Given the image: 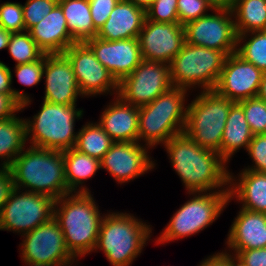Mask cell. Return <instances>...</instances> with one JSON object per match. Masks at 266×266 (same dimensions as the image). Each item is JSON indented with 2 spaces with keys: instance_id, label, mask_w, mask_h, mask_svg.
Masks as SVG:
<instances>
[{
  "instance_id": "1",
  "label": "cell",
  "mask_w": 266,
  "mask_h": 266,
  "mask_svg": "<svg viewBox=\"0 0 266 266\" xmlns=\"http://www.w3.org/2000/svg\"><path fill=\"white\" fill-rule=\"evenodd\" d=\"M164 147L188 193L212 192L229 185V171L220 154L200 147L185 133L170 138Z\"/></svg>"
},
{
  "instance_id": "2",
  "label": "cell",
  "mask_w": 266,
  "mask_h": 266,
  "mask_svg": "<svg viewBox=\"0 0 266 266\" xmlns=\"http://www.w3.org/2000/svg\"><path fill=\"white\" fill-rule=\"evenodd\" d=\"M90 193L71 192L54 204V218L61 227L67 249L76 259L95 250L104 217L100 216Z\"/></svg>"
},
{
  "instance_id": "3",
  "label": "cell",
  "mask_w": 266,
  "mask_h": 266,
  "mask_svg": "<svg viewBox=\"0 0 266 266\" xmlns=\"http://www.w3.org/2000/svg\"><path fill=\"white\" fill-rule=\"evenodd\" d=\"M14 186L47 195L54 200L69 194L65 178L64 152L31 146L9 167ZM30 189V190H29Z\"/></svg>"
},
{
  "instance_id": "4",
  "label": "cell",
  "mask_w": 266,
  "mask_h": 266,
  "mask_svg": "<svg viewBox=\"0 0 266 266\" xmlns=\"http://www.w3.org/2000/svg\"><path fill=\"white\" fill-rule=\"evenodd\" d=\"M186 93L187 89L172 86L154 101L139 107L138 142L144 139V145L150 148L184 133Z\"/></svg>"
},
{
  "instance_id": "5",
  "label": "cell",
  "mask_w": 266,
  "mask_h": 266,
  "mask_svg": "<svg viewBox=\"0 0 266 266\" xmlns=\"http://www.w3.org/2000/svg\"><path fill=\"white\" fill-rule=\"evenodd\" d=\"M150 225L132 214L111 212L101 222L95 252L100 249L113 266H129L151 237Z\"/></svg>"
},
{
  "instance_id": "6",
  "label": "cell",
  "mask_w": 266,
  "mask_h": 266,
  "mask_svg": "<svg viewBox=\"0 0 266 266\" xmlns=\"http://www.w3.org/2000/svg\"><path fill=\"white\" fill-rule=\"evenodd\" d=\"M82 115L83 109H76V105L43 100L41 110L33 116L32 121L25 119L26 141L30 138L31 146L53 150L74 148L77 139L74 123Z\"/></svg>"
},
{
  "instance_id": "7",
  "label": "cell",
  "mask_w": 266,
  "mask_h": 266,
  "mask_svg": "<svg viewBox=\"0 0 266 266\" xmlns=\"http://www.w3.org/2000/svg\"><path fill=\"white\" fill-rule=\"evenodd\" d=\"M235 102L214 90H205L188 104L184 133L200 147L221 156V142L226 120Z\"/></svg>"
},
{
  "instance_id": "8",
  "label": "cell",
  "mask_w": 266,
  "mask_h": 266,
  "mask_svg": "<svg viewBox=\"0 0 266 266\" xmlns=\"http://www.w3.org/2000/svg\"><path fill=\"white\" fill-rule=\"evenodd\" d=\"M194 197L185 202L163 229L157 244L179 240L211 225L230 202L228 186L214 192H189ZM198 194V195H197Z\"/></svg>"
},
{
  "instance_id": "9",
  "label": "cell",
  "mask_w": 266,
  "mask_h": 266,
  "mask_svg": "<svg viewBox=\"0 0 266 266\" xmlns=\"http://www.w3.org/2000/svg\"><path fill=\"white\" fill-rule=\"evenodd\" d=\"M227 55L219 50L195 46L185 42L169 63L170 79L174 87L184 89L197 85L213 90L223 69Z\"/></svg>"
},
{
  "instance_id": "10",
  "label": "cell",
  "mask_w": 266,
  "mask_h": 266,
  "mask_svg": "<svg viewBox=\"0 0 266 266\" xmlns=\"http://www.w3.org/2000/svg\"><path fill=\"white\" fill-rule=\"evenodd\" d=\"M12 191L0 213V230L24 235L54 217L55 200L47 195L24 191Z\"/></svg>"
},
{
  "instance_id": "11",
  "label": "cell",
  "mask_w": 266,
  "mask_h": 266,
  "mask_svg": "<svg viewBox=\"0 0 266 266\" xmlns=\"http://www.w3.org/2000/svg\"><path fill=\"white\" fill-rule=\"evenodd\" d=\"M21 236L24 237L21 243V259L25 265L71 266L75 261V257L66 247L63 232L54 217Z\"/></svg>"
},
{
  "instance_id": "12",
  "label": "cell",
  "mask_w": 266,
  "mask_h": 266,
  "mask_svg": "<svg viewBox=\"0 0 266 266\" xmlns=\"http://www.w3.org/2000/svg\"><path fill=\"white\" fill-rule=\"evenodd\" d=\"M169 65L142 60L133 72L118 83V94L125 103L141 107L172 87Z\"/></svg>"
},
{
  "instance_id": "13",
  "label": "cell",
  "mask_w": 266,
  "mask_h": 266,
  "mask_svg": "<svg viewBox=\"0 0 266 266\" xmlns=\"http://www.w3.org/2000/svg\"><path fill=\"white\" fill-rule=\"evenodd\" d=\"M183 26L185 42L224 52H236L237 34L231 9L213 10Z\"/></svg>"
},
{
  "instance_id": "14",
  "label": "cell",
  "mask_w": 266,
  "mask_h": 266,
  "mask_svg": "<svg viewBox=\"0 0 266 266\" xmlns=\"http://www.w3.org/2000/svg\"><path fill=\"white\" fill-rule=\"evenodd\" d=\"M63 54L71 63L79 91L84 97L111 94V90L118 94V82L85 42L72 44Z\"/></svg>"
},
{
  "instance_id": "15",
  "label": "cell",
  "mask_w": 266,
  "mask_h": 266,
  "mask_svg": "<svg viewBox=\"0 0 266 266\" xmlns=\"http://www.w3.org/2000/svg\"><path fill=\"white\" fill-rule=\"evenodd\" d=\"M263 72L236 53L226 57L215 88L216 93L233 102L257 97Z\"/></svg>"
},
{
  "instance_id": "16",
  "label": "cell",
  "mask_w": 266,
  "mask_h": 266,
  "mask_svg": "<svg viewBox=\"0 0 266 266\" xmlns=\"http://www.w3.org/2000/svg\"><path fill=\"white\" fill-rule=\"evenodd\" d=\"M138 39L142 60L169 65L185 44L184 28L179 23H158L145 19Z\"/></svg>"
},
{
  "instance_id": "17",
  "label": "cell",
  "mask_w": 266,
  "mask_h": 266,
  "mask_svg": "<svg viewBox=\"0 0 266 266\" xmlns=\"http://www.w3.org/2000/svg\"><path fill=\"white\" fill-rule=\"evenodd\" d=\"M151 159L146 146L139 142H114L101 160V169L122 184L153 169L155 162Z\"/></svg>"
},
{
  "instance_id": "18",
  "label": "cell",
  "mask_w": 266,
  "mask_h": 266,
  "mask_svg": "<svg viewBox=\"0 0 266 266\" xmlns=\"http://www.w3.org/2000/svg\"><path fill=\"white\" fill-rule=\"evenodd\" d=\"M85 43L118 83L142 61L138 38L108 41L94 37Z\"/></svg>"
},
{
  "instance_id": "19",
  "label": "cell",
  "mask_w": 266,
  "mask_h": 266,
  "mask_svg": "<svg viewBox=\"0 0 266 266\" xmlns=\"http://www.w3.org/2000/svg\"><path fill=\"white\" fill-rule=\"evenodd\" d=\"M45 96L43 100L64 105H76L83 95L73 72L71 63L63 53L44 54Z\"/></svg>"
},
{
  "instance_id": "20",
  "label": "cell",
  "mask_w": 266,
  "mask_h": 266,
  "mask_svg": "<svg viewBox=\"0 0 266 266\" xmlns=\"http://www.w3.org/2000/svg\"><path fill=\"white\" fill-rule=\"evenodd\" d=\"M103 111L98 124L114 142H138L139 107L115 96Z\"/></svg>"
},
{
  "instance_id": "21",
  "label": "cell",
  "mask_w": 266,
  "mask_h": 266,
  "mask_svg": "<svg viewBox=\"0 0 266 266\" xmlns=\"http://www.w3.org/2000/svg\"><path fill=\"white\" fill-rule=\"evenodd\" d=\"M146 19V11L127 0H119L97 37L117 41L138 38Z\"/></svg>"
},
{
  "instance_id": "22",
  "label": "cell",
  "mask_w": 266,
  "mask_h": 266,
  "mask_svg": "<svg viewBox=\"0 0 266 266\" xmlns=\"http://www.w3.org/2000/svg\"><path fill=\"white\" fill-rule=\"evenodd\" d=\"M228 233L226 243L230 250L266 247V213L241 208Z\"/></svg>"
},
{
  "instance_id": "23",
  "label": "cell",
  "mask_w": 266,
  "mask_h": 266,
  "mask_svg": "<svg viewBox=\"0 0 266 266\" xmlns=\"http://www.w3.org/2000/svg\"><path fill=\"white\" fill-rule=\"evenodd\" d=\"M28 32L45 54L63 53L76 43L67 29V21L59 4Z\"/></svg>"
},
{
  "instance_id": "24",
  "label": "cell",
  "mask_w": 266,
  "mask_h": 266,
  "mask_svg": "<svg viewBox=\"0 0 266 266\" xmlns=\"http://www.w3.org/2000/svg\"><path fill=\"white\" fill-rule=\"evenodd\" d=\"M231 174L229 172V199L236 197V200L242 202L243 209L266 213V173L243 169L238 182Z\"/></svg>"
},
{
  "instance_id": "25",
  "label": "cell",
  "mask_w": 266,
  "mask_h": 266,
  "mask_svg": "<svg viewBox=\"0 0 266 266\" xmlns=\"http://www.w3.org/2000/svg\"><path fill=\"white\" fill-rule=\"evenodd\" d=\"M253 134L247 123L242 106L235 102L229 111L221 142V158L228 163L237 150L247 151Z\"/></svg>"
},
{
  "instance_id": "26",
  "label": "cell",
  "mask_w": 266,
  "mask_h": 266,
  "mask_svg": "<svg viewBox=\"0 0 266 266\" xmlns=\"http://www.w3.org/2000/svg\"><path fill=\"white\" fill-rule=\"evenodd\" d=\"M67 29L76 43H83L97 37L98 30L94 27L89 0H58Z\"/></svg>"
},
{
  "instance_id": "27",
  "label": "cell",
  "mask_w": 266,
  "mask_h": 266,
  "mask_svg": "<svg viewBox=\"0 0 266 266\" xmlns=\"http://www.w3.org/2000/svg\"><path fill=\"white\" fill-rule=\"evenodd\" d=\"M65 178L68 191L89 192L82 184L86 179L92 178L98 169H101V161L89 155L71 148L64 150ZM81 185V187H79ZM79 187V189H77ZM77 190V191H76Z\"/></svg>"
},
{
  "instance_id": "28",
  "label": "cell",
  "mask_w": 266,
  "mask_h": 266,
  "mask_svg": "<svg viewBox=\"0 0 266 266\" xmlns=\"http://www.w3.org/2000/svg\"><path fill=\"white\" fill-rule=\"evenodd\" d=\"M26 131L25 119L16 117L0 121V159L4 160L1 167H10L14 159L25 150ZM6 158V159H5Z\"/></svg>"
},
{
  "instance_id": "29",
  "label": "cell",
  "mask_w": 266,
  "mask_h": 266,
  "mask_svg": "<svg viewBox=\"0 0 266 266\" xmlns=\"http://www.w3.org/2000/svg\"><path fill=\"white\" fill-rule=\"evenodd\" d=\"M236 34L266 30V0H233Z\"/></svg>"
},
{
  "instance_id": "30",
  "label": "cell",
  "mask_w": 266,
  "mask_h": 266,
  "mask_svg": "<svg viewBox=\"0 0 266 266\" xmlns=\"http://www.w3.org/2000/svg\"><path fill=\"white\" fill-rule=\"evenodd\" d=\"M113 143L114 141L98 123L89 122L77 132L74 149L101 161Z\"/></svg>"
},
{
  "instance_id": "31",
  "label": "cell",
  "mask_w": 266,
  "mask_h": 266,
  "mask_svg": "<svg viewBox=\"0 0 266 266\" xmlns=\"http://www.w3.org/2000/svg\"><path fill=\"white\" fill-rule=\"evenodd\" d=\"M248 36L251 37L248 39ZM241 43L244 44L241 46ZM235 53L243 60L252 63L262 72H266V30L237 35Z\"/></svg>"
},
{
  "instance_id": "32",
  "label": "cell",
  "mask_w": 266,
  "mask_h": 266,
  "mask_svg": "<svg viewBox=\"0 0 266 266\" xmlns=\"http://www.w3.org/2000/svg\"><path fill=\"white\" fill-rule=\"evenodd\" d=\"M7 49L16 65L37 61L45 54L26 30L12 33Z\"/></svg>"
},
{
  "instance_id": "33",
  "label": "cell",
  "mask_w": 266,
  "mask_h": 266,
  "mask_svg": "<svg viewBox=\"0 0 266 266\" xmlns=\"http://www.w3.org/2000/svg\"><path fill=\"white\" fill-rule=\"evenodd\" d=\"M238 103L242 106L252 134L266 135V102L259 97H252Z\"/></svg>"
},
{
  "instance_id": "34",
  "label": "cell",
  "mask_w": 266,
  "mask_h": 266,
  "mask_svg": "<svg viewBox=\"0 0 266 266\" xmlns=\"http://www.w3.org/2000/svg\"><path fill=\"white\" fill-rule=\"evenodd\" d=\"M57 4L58 0H27L22 5L25 30L39 23Z\"/></svg>"
},
{
  "instance_id": "35",
  "label": "cell",
  "mask_w": 266,
  "mask_h": 266,
  "mask_svg": "<svg viewBox=\"0 0 266 266\" xmlns=\"http://www.w3.org/2000/svg\"><path fill=\"white\" fill-rule=\"evenodd\" d=\"M0 26L8 32L25 31L22 4L4 2L0 5Z\"/></svg>"
},
{
  "instance_id": "36",
  "label": "cell",
  "mask_w": 266,
  "mask_h": 266,
  "mask_svg": "<svg viewBox=\"0 0 266 266\" xmlns=\"http://www.w3.org/2000/svg\"><path fill=\"white\" fill-rule=\"evenodd\" d=\"M146 19L158 23H179L177 0H155L146 10Z\"/></svg>"
},
{
  "instance_id": "37",
  "label": "cell",
  "mask_w": 266,
  "mask_h": 266,
  "mask_svg": "<svg viewBox=\"0 0 266 266\" xmlns=\"http://www.w3.org/2000/svg\"><path fill=\"white\" fill-rule=\"evenodd\" d=\"M212 8L204 0H177L179 24H185L208 15ZM207 11V12H206Z\"/></svg>"
},
{
  "instance_id": "38",
  "label": "cell",
  "mask_w": 266,
  "mask_h": 266,
  "mask_svg": "<svg viewBox=\"0 0 266 266\" xmlns=\"http://www.w3.org/2000/svg\"><path fill=\"white\" fill-rule=\"evenodd\" d=\"M44 55L37 61L15 65V73L18 81L24 86H34L43 77Z\"/></svg>"
},
{
  "instance_id": "39",
  "label": "cell",
  "mask_w": 266,
  "mask_h": 266,
  "mask_svg": "<svg viewBox=\"0 0 266 266\" xmlns=\"http://www.w3.org/2000/svg\"><path fill=\"white\" fill-rule=\"evenodd\" d=\"M247 151L255 164L244 170L266 173V135H253Z\"/></svg>"
},
{
  "instance_id": "40",
  "label": "cell",
  "mask_w": 266,
  "mask_h": 266,
  "mask_svg": "<svg viewBox=\"0 0 266 266\" xmlns=\"http://www.w3.org/2000/svg\"><path fill=\"white\" fill-rule=\"evenodd\" d=\"M12 79L11 69L0 61V93L13 94L14 98L21 104L20 110L25 109L32 101L27 94L11 88Z\"/></svg>"
},
{
  "instance_id": "41",
  "label": "cell",
  "mask_w": 266,
  "mask_h": 266,
  "mask_svg": "<svg viewBox=\"0 0 266 266\" xmlns=\"http://www.w3.org/2000/svg\"><path fill=\"white\" fill-rule=\"evenodd\" d=\"M118 2L119 0H89L92 21L98 31Z\"/></svg>"
},
{
  "instance_id": "42",
  "label": "cell",
  "mask_w": 266,
  "mask_h": 266,
  "mask_svg": "<svg viewBox=\"0 0 266 266\" xmlns=\"http://www.w3.org/2000/svg\"><path fill=\"white\" fill-rule=\"evenodd\" d=\"M15 189L12 171L8 167L0 168V213L6 201Z\"/></svg>"
},
{
  "instance_id": "43",
  "label": "cell",
  "mask_w": 266,
  "mask_h": 266,
  "mask_svg": "<svg viewBox=\"0 0 266 266\" xmlns=\"http://www.w3.org/2000/svg\"><path fill=\"white\" fill-rule=\"evenodd\" d=\"M234 252L247 266H266V247Z\"/></svg>"
},
{
  "instance_id": "44",
  "label": "cell",
  "mask_w": 266,
  "mask_h": 266,
  "mask_svg": "<svg viewBox=\"0 0 266 266\" xmlns=\"http://www.w3.org/2000/svg\"><path fill=\"white\" fill-rule=\"evenodd\" d=\"M21 104L14 98L13 94L0 93V121L8 119L20 110Z\"/></svg>"
},
{
  "instance_id": "45",
  "label": "cell",
  "mask_w": 266,
  "mask_h": 266,
  "mask_svg": "<svg viewBox=\"0 0 266 266\" xmlns=\"http://www.w3.org/2000/svg\"><path fill=\"white\" fill-rule=\"evenodd\" d=\"M199 266H230L228 263V253L219 252L204 259Z\"/></svg>"
},
{
  "instance_id": "46",
  "label": "cell",
  "mask_w": 266,
  "mask_h": 266,
  "mask_svg": "<svg viewBox=\"0 0 266 266\" xmlns=\"http://www.w3.org/2000/svg\"><path fill=\"white\" fill-rule=\"evenodd\" d=\"M213 10L231 9L233 0H204Z\"/></svg>"
},
{
  "instance_id": "47",
  "label": "cell",
  "mask_w": 266,
  "mask_h": 266,
  "mask_svg": "<svg viewBox=\"0 0 266 266\" xmlns=\"http://www.w3.org/2000/svg\"><path fill=\"white\" fill-rule=\"evenodd\" d=\"M11 34V32H8L6 29L0 26V50L8 47Z\"/></svg>"
},
{
  "instance_id": "48",
  "label": "cell",
  "mask_w": 266,
  "mask_h": 266,
  "mask_svg": "<svg viewBox=\"0 0 266 266\" xmlns=\"http://www.w3.org/2000/svg\"><path fill=\"white\" fill-rule=\"evenodd\" d=\"M257 97L263 99L266 102V72H263Z\"/></svg>"
},
{
  "instance_id": "49",
  "label": "cell",
  "mask_w": 266,
  "mask_h": 266,
  "mask_svg": "<svg viewBox=\"0 0 266 266\" xmlns=\"http://www.w3.org/2000/svg\"><path fill=\"white\" fill-rule=\"evenodd\" d=\"M127 1L132 2L135 6L140 7L146 11L155 0H127Z\"/></svg>"
},
{
  "instance_id": "50",
  "label": "cell",
  "mask_w": 266,
  "mask_h": 266,
  "mask_svg": "<svg viewBox=\"0 0 266 266\" xmlns=\"http://www.w3.org/2000/svg\"><path fill=\"white\" fill-rule=\"evenodd\" d=\"M234 255V256H233ZM228 254V263L230 266H247L236 254Z\"/></svg>"
}]
</instances>
